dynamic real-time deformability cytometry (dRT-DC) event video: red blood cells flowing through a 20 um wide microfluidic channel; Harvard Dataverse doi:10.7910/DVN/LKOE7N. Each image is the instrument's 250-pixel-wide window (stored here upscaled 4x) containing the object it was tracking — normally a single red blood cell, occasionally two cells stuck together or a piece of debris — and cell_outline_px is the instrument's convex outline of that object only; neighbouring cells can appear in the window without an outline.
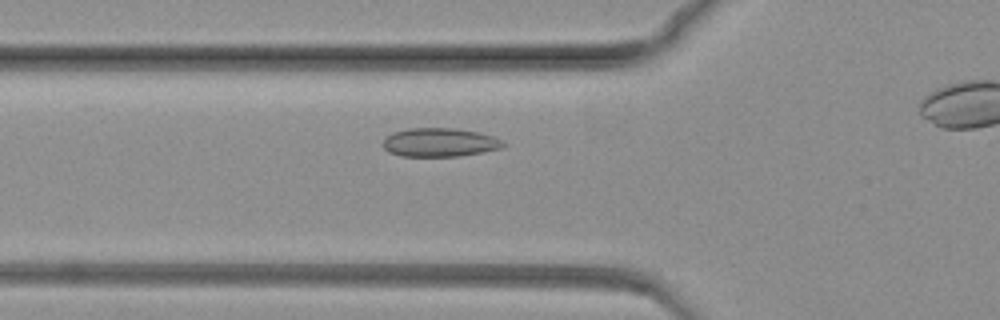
{"species": "common noctule bat (a hibernating species)", "species_latin": "Nyctalus noctula", "temperature_condition": "warm", "stored_images_in_passage": 65, "camera_frame_rate_fps": 3000, "um_per_image_px": 0.085, "animal": {"sex": "female", "body_mass_g": 19.3, "forearm_length_mm": 54.1}, "frame": {"image": 1, "passage_image": 24, "time_ms": 7.667, "image_size_px": [1000, 320], "cell_outline_px": [[508, 144], [500, 148], [484, 152], [460, 156], [400, 156], [388, 152], [384, 148], [384, 136], [392, 132], [408, 128], [456, 128], [476, 132], [492, 136]], "centroid_in_image_um": [37.34, 12.1], "position_along_channel_um": 88.5, "area_um2": 20.17}}
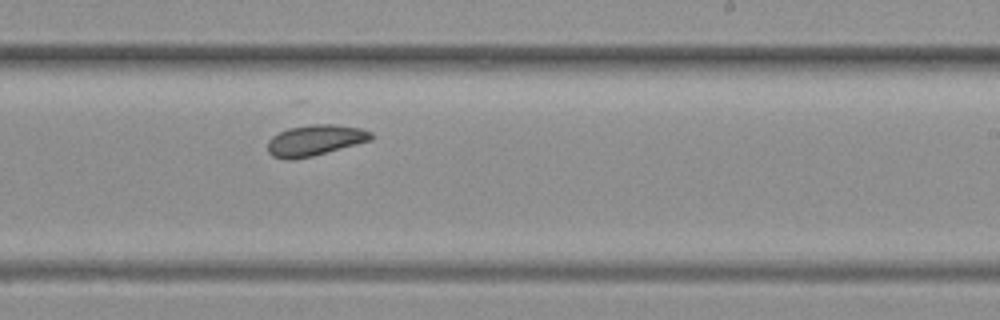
{"frame": {"image": 2, "passage_image": 45, "time_ms": 14.667, "image_size_px": [1000, 320], "cell_outline_px": [[372, 140], [312, 156], [296, 160], [284, 160], [272, 156], [268, 152], [268, 140], [272, 136], [288, 128], [312, 124], [332, 124], [360, 128], [372, 132]], "centroid_in_image_um": [26.75, 11.93], "position_along_channel_um": 262.3, "area_um2": 18.67}}
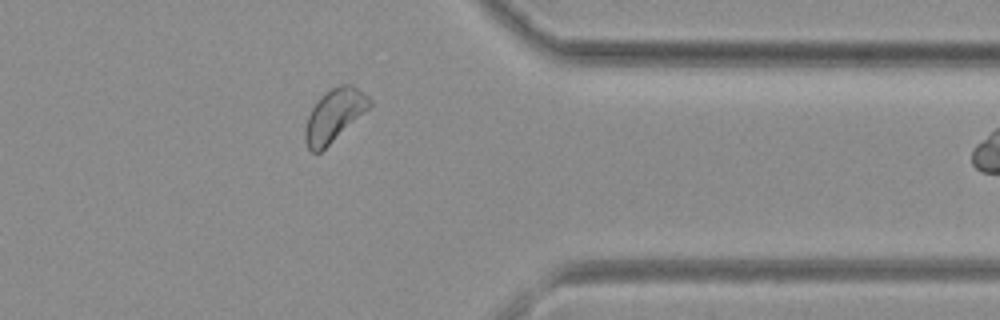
{"frame": {"image": 3, "passage_image": 61, "time_ms": 20.0, "image_size_px": [1000, 320], "cell_outline_px": [[372, 104], [368, 108], [320, 152], [312, 152], [308, 148], [304, 140], [304, 128], [308, 116], [316, 100], [324, 92], [340, 84], [352, 84], [364, 92], [372, 100]], "centroid_in_image_um": [28.38, 9.76], "position_along_channel_um": 383.0, "area_um2": 19.48}}